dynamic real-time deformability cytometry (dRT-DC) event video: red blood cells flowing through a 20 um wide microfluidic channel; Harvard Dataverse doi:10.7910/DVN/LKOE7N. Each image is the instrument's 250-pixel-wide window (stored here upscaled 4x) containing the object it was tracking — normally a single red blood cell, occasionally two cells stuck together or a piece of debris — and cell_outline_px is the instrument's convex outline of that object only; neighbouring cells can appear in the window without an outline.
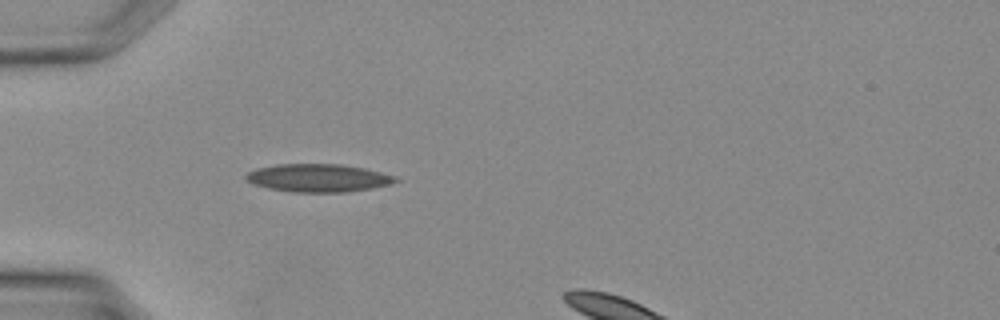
{"species": "Egyptian fruit bat (a non-hibernating species)", "species_latin": "Rousettus aegyptiacus", "temperature_condition": "warm", "stored_images_in_passage": 27, "camera_frame_rate_fps": 3000, "um_per_image_px": 0.085, "animal": {"sex": "female"}, "frame": {"image": 1, "passage_image": 5, "time_ms": 1.333, "image_size_px": [1000, 320], "cell_outline_px": [[400, 180], [388, 184], [368, 188], [344, 192], [292, 192], [268, 188], [252, 184], [244, 176], [248, 172], [260, 168], [276, 164], [340, 164], [364, 168], [396, 176]], "centroid_in_image_um": [27.02, 15.12], "position_along_channel_um": 58.0, "area_um2": 24.1}}
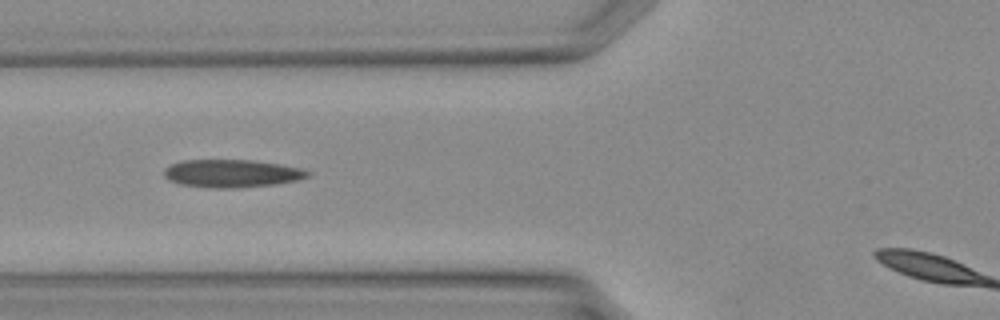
{"frame": {"image": 2, "passage_image": 8, "time_ms": 2.333, "image_size_px": [1000, 320], "cell_outline_px": [[312, 172], [308, 176], [296, 180], [276, 184], [236, 188], [212, 188], [180, 184], [168, 180], [164, 176], [164, 168], [172, 164], [184, 160], [252, 160], [280, 164], [300, 168]], "centroid_in_image_um": [19.69, 14.74], "position_along_channel_um": 106.1, "area_um2": 23.29}}